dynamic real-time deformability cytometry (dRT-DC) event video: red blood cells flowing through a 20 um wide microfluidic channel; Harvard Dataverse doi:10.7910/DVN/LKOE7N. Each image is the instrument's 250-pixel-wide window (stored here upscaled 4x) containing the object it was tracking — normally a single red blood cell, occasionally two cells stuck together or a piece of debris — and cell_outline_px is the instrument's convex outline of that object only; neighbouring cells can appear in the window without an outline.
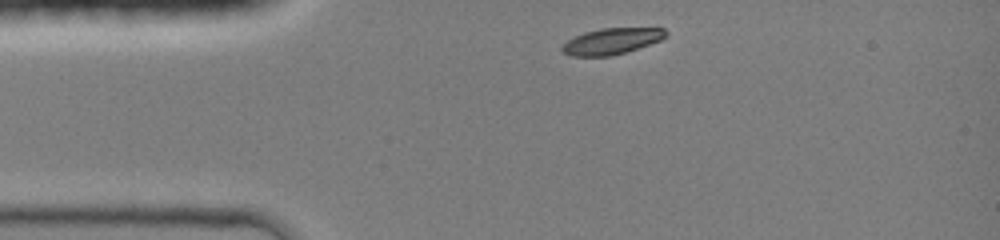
{"species": "common noctule bat (a hibernating species)", "species_latin": "Nyctalus noctula", "temperature_condition": "room temperature", "stored_images_in_passage": 32, "camera_frame_rate_fps": 3000, "um_per_image_px": 0.085, "animal": {"sex": "female", "body_mass_g": 19.0, "forearm_length_mm": 51.5}, "frame": {"image": 1, "passage_image": 1, "time_ms": 0.0, "image_size_px": [1000, 240], "cell_outline_px": [[668, 32], [660, 40], [612, 56], [572, 56], [564, 52], [560, 48], [568, 40], [584, 32], [600, 28], [664, 28]], "centroid_in_image_um": [51.96, 3.49], "position_along_channel_um": 33.0, "area_um2": 15.49}}
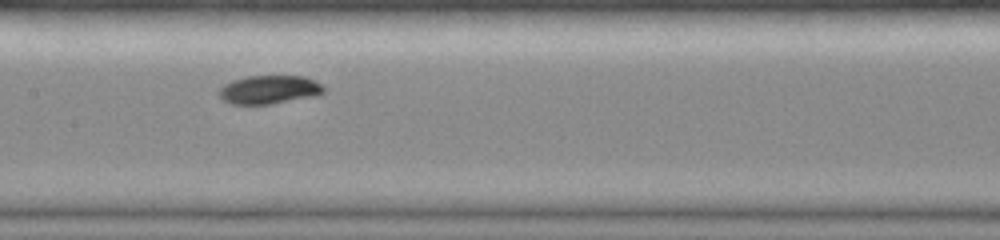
{"frame": {"image": 2, "passage_image": 14, "time_ms": 4.333, "image_size_px": [1000, 240], "cell_outline_px": [[324, 92], [316, 96], [272, 104], [232, 104], [224, 100], [220, 96], [220, 88], [224, 84], [232, 80], [248, 76], [304, 76], [324, 84]], "centroid_in_image_um": [22.93, 7.62], "position_along_channel_um": 184.5, "area_um2": 17.46}}
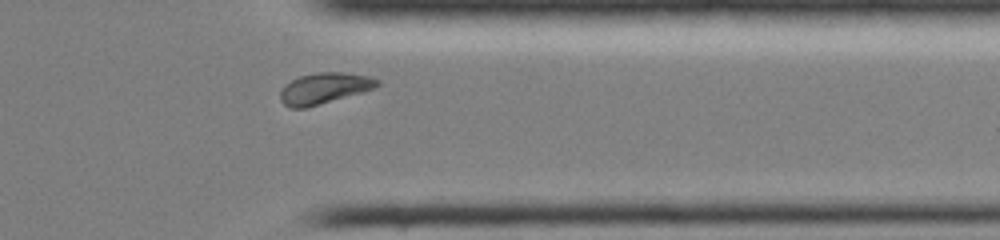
{"frame": {"image": 3, "passage_image": 28, "time_ms": 9.0, "image_size_px": [1000, 240], "cell_outline_px": [[380, 84], [364, 92], [304, 108], [288, 108], [280, 100], [280, 92], [284, 84], [300, 76], [316, 72], [344, 72], [372, 76], [380, 80]], "centroid_in_image_um": [27.56, 7.49], "position_along_channel_um": 383.8, "area_um2": 17.63}, "authors_computed_cell_mechanics": {"area_um2": 17.2822, "velocity_mm_per_s": 4.2504, "shape_relaxation_time_tau1_ms": 1.2996, "shape_relaxation_time_tau2_ms": null, "deformation_change_tau1": 0.0866, "deformation_change_tau2": null}}